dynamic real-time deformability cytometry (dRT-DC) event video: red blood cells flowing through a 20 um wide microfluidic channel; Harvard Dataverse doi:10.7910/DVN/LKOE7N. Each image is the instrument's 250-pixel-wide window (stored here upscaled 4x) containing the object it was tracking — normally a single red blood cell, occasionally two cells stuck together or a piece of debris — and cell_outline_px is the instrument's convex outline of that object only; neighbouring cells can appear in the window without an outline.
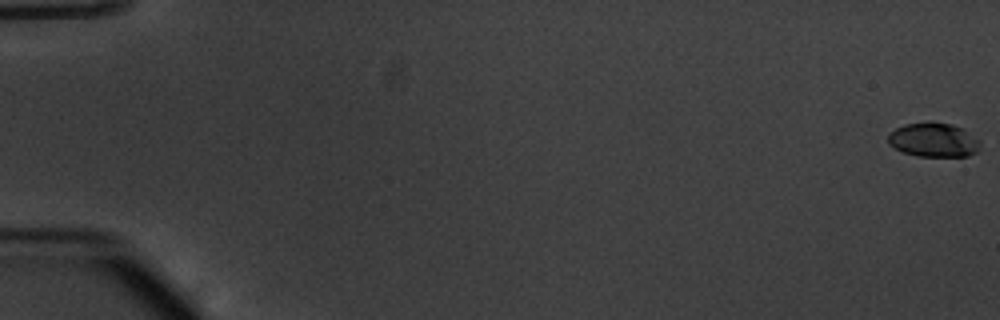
{"species": "common noctule bat (a hibernating species)", "species_latin": "Nyctalus noctula", "temperature_condition": "warm", "stored_images_in_passage": 55, "camera_frame_rate_fps": 3000, "um_per_image_px": 0.085, "animal": {"sex": "male", "body_mass_g": 20.1, "forearm_length_mm": 53.5}, "frame": {"image": 1, "passage_image": 1, "time_ms": 0.0, "image_size_px": [1000, 320], "cell_outline_px": [[980, 144], [976, 152], [968, 156], [916, 156], [904, 152], [888, 144], [888, 132], [904, 124], [928, 120], [952, 124], [964, 128], [980, 140]], "centroid_in_image_um": [79.35, 11.86], "position_along_channel_um": 5.7, "area_um2": 18.73}}
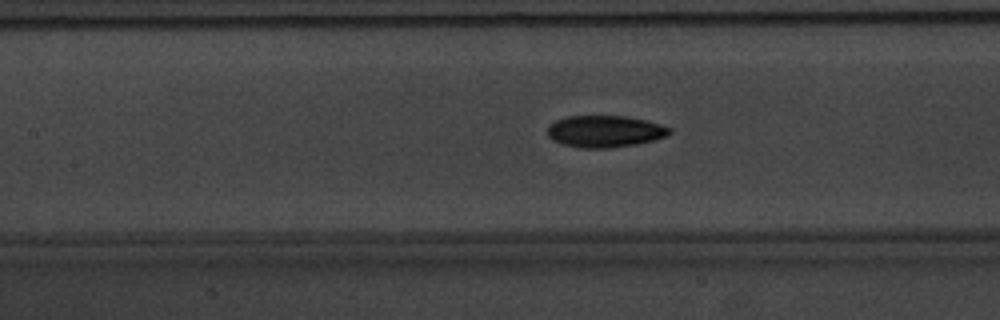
{"frame": {"image": 2, "passage_image": 27, "time_ms": 8.667, "image_size_px": [1000, 320], "cell_outline_px": [[672, 132], [656, 140], [636, 144], [608, 148], [580, 148], [564, 144], [552, 140], [548, 136], [548, 124], [556, 120], [568, 116], [624, 116], [644, 120], [660, 124], [672, 128]], "centroid_in_image_um": [51.4, 11.17], "position_along_channel_um": 156.0, "area_um2": 22.6}}
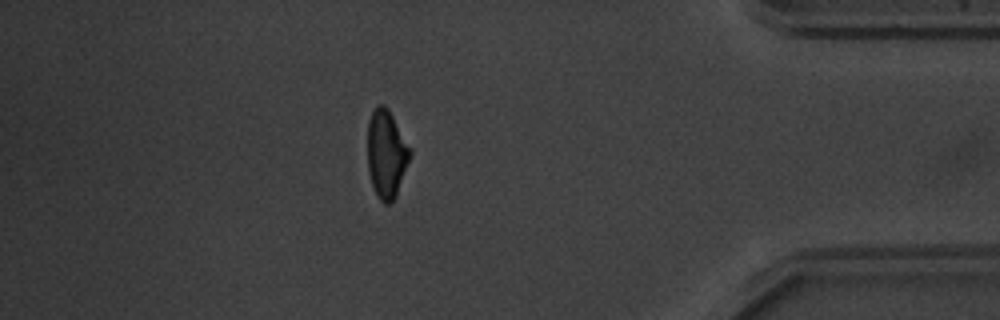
{"frame": {"image": 3, "passage_image": 49, "time_ms": 16.0, "image_size_px": [1000, 320], "cell_outline_px": [[412, 156], [396, 196], [388, 204], [384, 204], [380, 200], [372, 184], [368, 172], [368, 120], [376, 104], [384, 104], [388, 108], [412, 148]], "centroid_in_image_um": [32.87, 13.05], "position_along_channel_um": 402.3, "area_um2": 22.14}, "authors_computed_cell_mechanics": {"area_um2": 21.5594, "velocity_mm_per_s": 3.8229, "shape_relaxation_time_tau1_ms": 3.2609, "shape_relaxation_time_tau2_ms": 2.172, "deformation_change_tau1": 0.1444, "deformation_change_tau2": 0.0753}}